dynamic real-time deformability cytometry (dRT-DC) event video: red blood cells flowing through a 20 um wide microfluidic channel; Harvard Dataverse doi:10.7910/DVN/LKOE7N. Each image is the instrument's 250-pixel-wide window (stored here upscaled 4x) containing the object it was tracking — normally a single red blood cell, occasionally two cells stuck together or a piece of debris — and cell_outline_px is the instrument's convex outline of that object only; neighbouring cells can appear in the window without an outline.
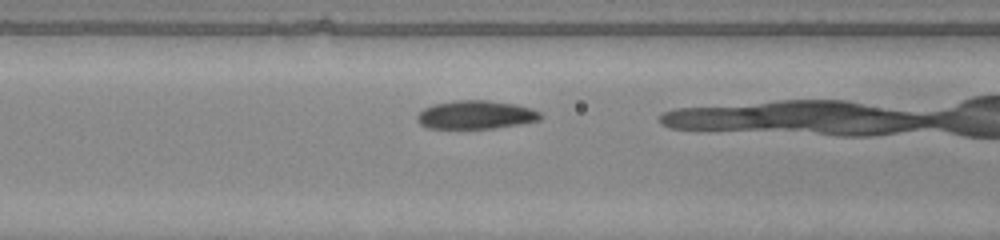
{"species": "common noctule bat (a hibernating species)", "species_latin": "Nyctalus noctula", "temperature_condition": "warm", "stored_images_in_passage": 26, "camera_frame_rate_fps": 3000, "um_per_image_px": 0.085, "animal": {"sex": "male", "body_mass_g": 20.0, "forearm_length_mm": 53.3}, "frame": {"image": 1, "passage_image": 9, "time_ms": 2.667, "image_size_px": [1000, 240], "cell_outline_px": [[544, 116], [540, 120], [520, 124], [496, 128], [428, 128], [420, 124], [416, 120], [416, 116], [424, 108], [432, 104], [456, 100], [488, 100], [516, 104], [532, 108], [540, 112]], "centroid_in_image_um": [40.46, 9.75], "position_along_channel_um": 126.1, "area_um2": 20.63}}
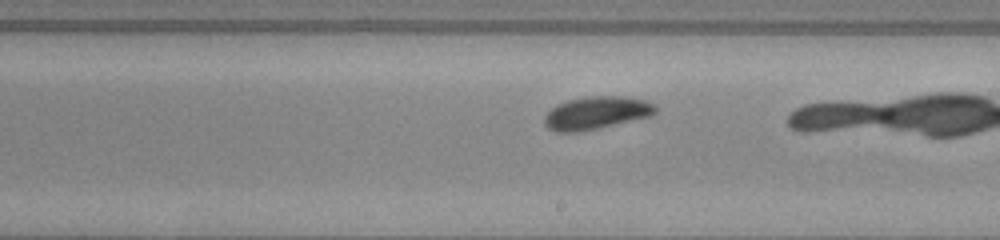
{"frame": {"image": 2, "passage_image": 17, "time_ms": 5.333, "image_size_px": [1000, 240], "cell_outline_px": [[656, 112], [652, 116], [596, 128], [576, 132], [556, 132], [548, 128], [544, 124], [544, 116], [552, 108], [568, 100], [588, 96], [620, 96], [644, 100], [652, 104], [656, 108]], "centroid_in_image_um": [50.67, 9.6], "position_along_channel_um": 238.3, "area_um2": 20.87}}
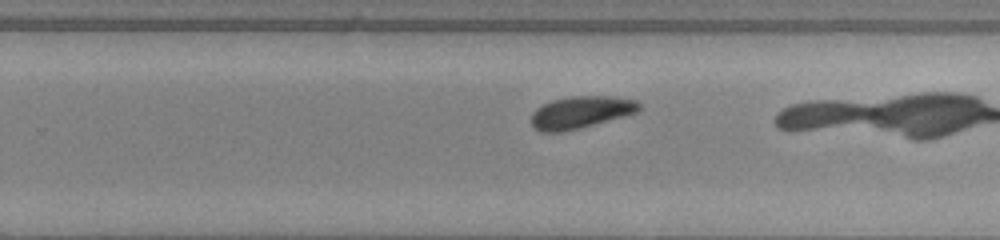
{"frame": {"image": 3, "passage_image": 20, "time_ms": 6.333, "image_size_px": [1000, 240], "cell_outline_px": [[640, 112], [580, 128], [560, 132], [540, 132], [532, 124], [532, 112], [536, 108], [552, 100], [572, 96], [608, 96], [636, 100], [640, 104]], "centroid_in_image_um": [49.39, 9.54], "position_along_channel_um": 280.4, "area_um2": 20.17}}